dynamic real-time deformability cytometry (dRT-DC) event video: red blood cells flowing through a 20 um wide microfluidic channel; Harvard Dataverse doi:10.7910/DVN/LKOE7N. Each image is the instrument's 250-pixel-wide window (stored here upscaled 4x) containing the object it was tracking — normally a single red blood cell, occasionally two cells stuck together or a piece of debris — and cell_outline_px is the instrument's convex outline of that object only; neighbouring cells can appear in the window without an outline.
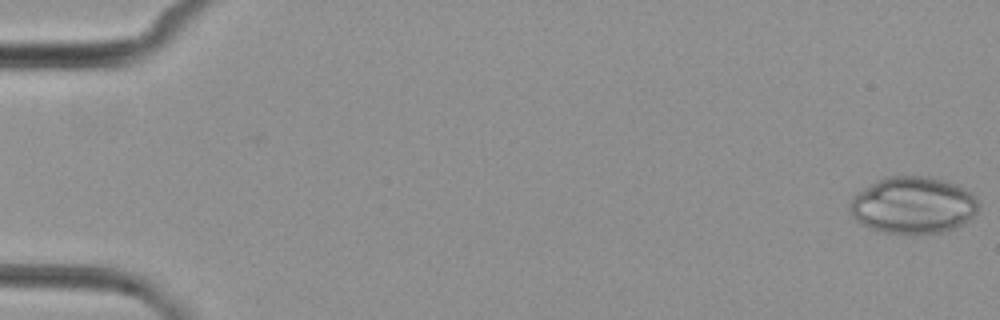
{"species": "common noctule bat (a hibernating species)", "species_latin": "Nyctalus noctula", "temperature_condition": "cold", "stored_images_in_passage": 6, "camera_frame_rate_fps": 3000, "um_per_image_px": 0.085, "animal": {"sex": "female", "body_mass_g": 29.2, "forearm_length_mm": 56.3}, "frame": {"image": 1, "passage_image": 1, "time_ms": 0.0, "image_size_px": [1000, 320], "cell_outline_px": [[976, 212], [968, 220], [956, 228], [944, 232], [884, 232], [868, 228], [860, 224], [852, 216], [848, 208], [848, 204], [852, 196], [856, 192], [876, 180], [884, 176], [932, 176], [960, 184], [972, 192], [976, 200]], "centroid_in_image_um": [77.57, 17.4], "position_along_channel_um": 7.4, "area_um2": 42.95}}